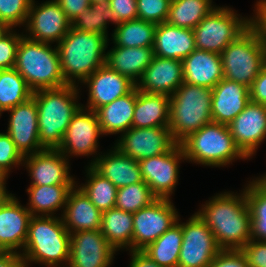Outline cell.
Wrapping results in <instances>:
<instances>
[{
    "label": "cell",
    "mask_w": 266,
    "mask_h": 267,
    "mask_svg": "<svg viewBox=\"0 0 266 267\" xmlns=\"http://www.w3.org/2000/svg\"><path fill=\"white\" fill-rule=\"evenodd\" d=\"M86 182L76 185L87 195L90 201L103 213L115 207L117 187L98 173L91 165L85 170Z\"/></svg>",
    "instance_id": "37"
},
{
    "label": "cell",
    "mask_w": 266,
    "mask_h": 267,
    "mask_svg": "<svg viewBox=\"0 0 266 267\" xmlns=\"http://www.w3.org/2000/svg\"><path fill=\"white\" fill-rule=\"evenodd\" d=\"M32 94L15 68L0 70V107L4 112L25 102Z\"/></svg>",
    "instance_id": "38"
},
{
    "label": "cell",
    "mask_w": 266,
    "mask_h": 267,
    "mask_svg": "<svg viewBox=\"0 0 266 267\" xmlns=\"http://www.w3.org/2000/svg\"><path fill=\"white\" fill-rule=\"evenodd\" d=\"M35 3L32 0L24 36L36 42L58 44L70 30L71 21L56 0Z\"/></svg>",
    "instance_id": "14"
},
{
    "label": "cell",
    "mask_w": 266,
    "mask_h": 267,
    "mask_svg": "<svg viewBox=\"0 0 266 267\" xmlns=\"http://www.w3.org/2000/svg\"><path fill=\"white\" fill-rule=\"evenodd\" d=\"M100 231L116 250H132L133 213L116 207L102 213Z\"/></svg>",
    "instance_id": "32"
},
{
    "label": "cell",
    "mask_w": 266,
    "mask_h": 267,
    "mask_svg": "<svg viewBox=\"0 0 266 267\" xmlns=\"http://www.w3.org/2000/svg\"><path fill=\"white\" fill-rule=\"evenodd\" d=\"M228 127L236 145L250 160L266 139V105L250 101Z\"/></svg>",
    "instance_id": "18"
},
{
    "label": "cell",
    "mask_w": 266,
    "mask_h": 267,
    "mask_svg": "<svg viewBox=\"0 0 266 267\" xmlns=\"http://www.w3.org/2000/svg\"><path fill=\"white\" fill-rule=\"evenodd\" d=\"M24 34H17L12 29L7 35L0 39V70L14 68L17 47Z\"/></svg>",
    "instance_id": "44"
},
{
    "label": "cell",
    "mask_w": 266,
    "mask_h": 267,
    "mask_svg": "<svg viewBox=\"0 0 266 267\" xmlns=\"http://www.w3.org/2000/svg\"><path fill=\"white\" fill-rule=\"evenodd\" d=\"M249 102L247 86L223 78L212 88V121L229 125Z\"/></svg>",
    "instance_id": "23"
},
{
    "label": "cell",
    "mask_w": 266,
    "mask_h": 267,
    "mask_svg": "<svg viewBox=\"0 0 266 267\" xmlns=\"http://www.w3.org/2000/svg\"><path fill=\"white\" fill-rule=\"evenodd\" d=\"M152 48L155 56L184 60L196 49L194 31L167 22L157 24Z\"/></svg>",
    "instance_id": "26"
},
{
    "label": "cell",
    "mask_w": 266,
    "mask_h": 267,
    "mask_svg": "<svg viewBox=\"0 0 266 267\" xmlns=\"http://www.w3.org/2000/svg\"><path fill=\"white\" fill-rule=\"evenodd\" d=\"M172 199L157 198L133 213L132 250H143L177 223L178 211Z\"/></svg>",
    "instance_id": "11"
},
{
    "label": "cell",
    "mask_w": 266,
    "mask_h": 267,
    "mask_svg": "<svg viewBox=\"0 0 266 267\" xmlns=\"http://www.w3.org/2000/svg\"><path fill=\"white\" fill-rule=\"evenodd\" d=\"M116 23L114 11L109 7V3H91V5L81 14L71 21V27L89 33H100L108 36V25Z\"/></svg>",
    "instance_id": "39"
},
{
    "label": "cell",
    "mask_w": 266,
    "mask_h": 267,
    "mask_svg": "<svg viewBox=\"0 0 266 267\" xmlns=\"http://www.w3.org/2000/svg\"><path fill=\"white\" fill-rule=\"evenodd\" d=\"M250 101L266 105V65L249 88Z\"/></svg>",
    "instance_id": "49"
},
{
    "label": "cell",
    "mask_w": 266,
    "mask_h": 267,
    "mask_svg": "<svg viewBox=\"0 0 266 267\" xmlns=\"http://www.w3.org/2000/svg\"><path fill=\"white\" fill-rule=\"evenodd\" d=\"M250 27V18L242 17L227 6H217L193 29L198 50L221 52Z\"/></svg>",
    "instance_id": "9"
},
{
    "label": "cell",
    "mask_w": 266,
    "mask_h": 267,
    "mask_svg": "<svg viewBox=\"0 0 266 267\" xmlns=\"http://www.w3.org/2000/svg\"><path fill=\"white\" fill-rule=\"evenodd\" d=\"M243 191L212 196L196 212L212 231L222 250H241L251 240V215Z\"/></svg>",
    "instance_id": "1"
},
{
    "label": "cell",
    "mask_w": 266,
    "mask_h": 267,
    "mask_svg": "<svg viewBox=\"0 0 266 267\" xmlns=\"http://www.w3.org/2000/svg\"><path fill=\"white\" fill-rule=\"evenodd\" d=\"M23 160L10 135L0 132V171L8 176L13 168L22 166Z\"/></svg>",
    "instance_id": "43"
},
{
    "label": "cell",
    "mask_w": 266,
    "mask_h": 267,
    "mask_svg": "<svg viewBox=\"0 0 266 267\" xmlns=\"http://www.w3.org/2000/svg\"><path fill=\"white\" fill-rule=\"evenodd\" d=\"M185 155L180 144L168 152L138 161L142 180L157 198L171 199L178 184L179 168Z\"/></svg>",
    "instance_id": "13"
},
{
    "label": "cell",
    "mask_w": 266,
    "mask_h": 267,
    "mask_svg": "<svg viewBox=\"0 0 266 267\" xmlns=\"http://www.w3.org/2000/svg\"><path fill=\"white\" fill-rule=\"evenodd\" d=\"M7 133L17 150L25 157L44 150L40 144L38 131V111L35 98L9 109Z\"/></svg>",
    "instance_id": "19"
},
{
    "label": "cell",
    "mask_w": 266,
    "mask_h": 267,
    "mask_svg": "<svg viewBox=\"0 0 266 267\" xmlns=\"http://www.w3.org/2000/svg\"><path fill=\"white\" fill-rule=\"evenodd\" d=\"M6 176L3 174V172L0 171V181H2Z\"/></svg>",
    "instance_id": "56"
},
{
    "label": "cell",
    "mask_w": 266,
    "mask_h": 267,
    "mask_svg": "<svg viewBox=\"0 0 266 267\" xmlns=\"http://www.w3.org/2000/svg\"><path fill=\"white\" fill-rule=\"evenodd\" d=\"M182 63L185 83L214 88L224 78L220 54L195 49Z\"/></svg>",
    "instance_id": "25"
},
{
    "label": "cell",
    "mask_w": 266,
    "mask_h": 267,
    "mask_svg": "<svg viewBox=\"0 0 266 267\" xmlns=\"http://www.w3.org/2000/svg\"><path fill=\"white\" fill-rule=\"evenodd\" d=\"M102 135L96 112L81 107L71 119L58 150L67 158L94 154L89 163L92 165L100 154L98 138Z\"/></svg>",
    "instance_id": "12"
},
{
    "label": "cell",
    "mask_w": 266,
    "mask_h": 267,
    "mask_svg": "<svg viewBox=\"0 0 266 267\" xmlns=\"http://www.w3.org/2000/svg\"><path fill=\"white\" fill-rule=\"evenodd\" d=\"M32 0H0V21L11 28L24 27Z\"/></svg>",
    "instance_id": "41"
},
{
    "label": "cell",
    "mask_w": 266,
    "mask_h": 267,
    "mask_svg": "<svg viewBox=\"0 0 266 267\" xmlns=\"http://www.w3.org/2000/svg\"><path fill=\"white\" fill-rule=\"evenodd\" d=\"M157 24L133 19L119 23L111 35L114 46L153 47Z\"/></svg>",
    "instance_id": "34"
},
{
    "label": "cell",
    "mask_w": 266,
    "mask_h": 267,
    "mask_svg": "<svg viewBox=\"0 0 266 267\" xmlns=\"http://www.w3.org/2000/svg\"><path fill=\"white\" fill-rule=\"evenodd\" d=\"M220 55L224 78L248 88L266 65V49L251 27L231 42Z\"/></svg>",
    "instance_id": "8"
},
{
    "label": "cell",
    "mask_w": 266,
    "mask_h": 267,
    "mask_svg": "<svg viewBox=\"0 0 266 267\" xmlns=\"http://www.w3.org/2000/svg\"><path fill=\"white\" fill-rule=\"evenodd\" d=\"M8 178L9 177L6 176L2 181H0V208L15 196L14 194L9 193V191L6 189V181Z\"/></svg>",
    "instance_id": "53"
},
{
    "label": "cell",
    "mask_w": 266,
    "mask_h": 267,
    "mask_svg": "<svg viewBox=\"0 0 266 267\" xmlns=\"http://www.w3.org/2000/svg\"><path fill=\"white\" fill-rule=\"evenodd\" d=\"M136 104V86L124 96L98 108V117L103 135L123 134L132 127Z\"/></svg>",
    "instance_id": "30"
},
{
    "label": "cell",
    "mask_w": 266,
    "mask_h": 267,
    "mask_svg": "<svg viewBox=\"0 0 266 267\" xmlns=\"http://www.w3.org/2000/svg\"><path fill=\"white\" fill-rule=\"evenodd\" d=\"M5 252L0 248V257L4 254Z\"/></svg>",
    "instance_id": "57"
},
{
    "label": "cell",
    "mask_w": 266,
    "mask_h": 267,
    "mask_svg": "<svg viewBox=\"0 0 266 267\" xmlns=\"http://www.w3.org/2000/svg\"><path fill=\"white\" fill-rule=\"evenodd\" d=\"M118 138L114 146L136 161L162 155L176 144L169 127H131Z\"/></svg>",
    "instance_id": "15"
},
{
    "label": "cell",
    "mask_w": 266,
    "mask_h": 267,
    "mask_svg": "<svg viewBox=\"0 0 266 267\" xmlns=\"http://www.w3.org/2000/svg\"><path fill=\"white\" fill-rule=\"evenodd\" d=\"M108 3L115 13L117 24L138 18L137 0H109Z\"/></svg>",
    "instance_id": "47"
},
{
    "label": "cell",
    "mask_w": 266,
    "mask_h": 267,
    "mask_svg": "<svg viewBox=\"0 0 266 267\" xmlns=\"http://www.w3.org/2000/svg\"><path fill=\"white\" fill-rule=\"evenodd\" d=\"M3 110L1 109V107H0V117L2 116L1 114H3Z\"/></svg>",
    "instance_id": "58"
},
{
    "label": "cell",
    "mask_w": 266,
    "mask_h": 267,
    "mask_svg": "<svg viewBox=\"0 0 266 267\" xmlns=\"http://www.w3.org/2000/svg\"><path fill=\"white\" fill-rule=\"evenodd\" d=\"M156 199L157 197L152 193L148 184L141 181L117 188L115 207L125 212L135 213Z\"/></svg>",
    "instance_id": "40"
},
{
    "label": "cell",
    "mask_w": 266,
    "mask_h": 267,
    "mask_svg": "<svg viewBox=\"0 0 266 267\" xmlns=\"http://www.w3.org/2000/svg\"><path fill=\"white\" fill-rule=\"evenodd\" d=\"M32 215L16 196L0 208V248L21 254Z\"/></svg>",
    "instance_id": "22"
},
{
    "label": "cell",
    "mask_w": 266,
    "mask_h": 267,
    "mask_svg": "<svg viewBox=\"0 0 266 267\" xmlns=\"http://www.w3.org/2000/svg\"><path fill=\"white\" fill-rule=\"evenodd\" d=\"M67 18L72 21L77 15H81L90 5V0H56Z\"/></svg>",
    "instance_id": "50"
},
{
    "label": "cell",
    "mask_w": 266,
    "mask_h": 267,
    "mask_svg": "<svg viewBox=\"0 0 266 267\" xmlns=\"http://www.w3.org/2000/svg\"><path fill=\"white\" fill-rule=\"evenodd\" d=\"M0 267H27L19 253L5 252L0 257Z\"/></svg>",
    "instance_id": "52"
},
{
    "label": "cell",
    "mask_w": 266,
    "mask_h": 267,
    "mask_svg": "<svg viewBox=\"0 0 266 267\" xmlns=\"http://www.w3.org/2000/svg\"><path fill=\"white\" fill-rule=\"evenodd\" d=\"M21 252L27 267L32 263L45 267H67L70 233L61 216H32Z\"/></svg>",
    "instance_id": "4"
},
{
    "label": "cell",
    "mask_w": 266,
    "mask_h": 267,
    "mask_svg": "<svg viewBox=\"0 0 266 267\" xmlns=\"http://www.w3.org/2000/svg\"><path fill=\"white\" fill-rule=\"evenodd\" d=\"M182 240V227L177 222L142 251L161 267H178Z\"/></svg>",
    "instance_id": "35"
},
{
    "label": "cell",
    "mask_w": 266,
    "mask_h": 267,
    "mask_svg": "<svg viewBox=\"0 0 266 267\" xmlns=\"http://www.w3.org/2000/svg\"><path fill=\"white\" fill-rule=\"evenodd\" d=\"M108 37L100 33L70 28L56 45L62 73L68 85L78 86L94 71L106 64Z\"/></svg>",
    "instance_id": "3"
},
{
    "label": "cell",
    "mask_w": 266,
    "mask_h": 267,
    "mask_svg": "<svg viewBox=\"0 0 266 267\" xmlns=\"http://www.w3.org/2000/svg\"><path fill=\"white\" fill-rule=\"evenodd\" d=\"M128 267H161L142 250H131Z\"/></svg>",
    "instance_id": "51"
},
{
    "label": "cell",
    "mask_w": 266,
    "mask_h": 267,
    "mask_svg": "<svg viewBox=\"0 0 266 267\" xmlns=\"http://www.w3.org/2000/svg\"><path fill=\"white\" fill-rule=\"evenodd\" d=\"M212 122V88L183 82L170 96L169 129L177 144Z\"/></svg>",
    "instance_id": "7"
},
{
    "label": "cell",
    "mask_w": 266,
    "mask_h": 267,
    "mask_svg": "<svg viewBox=\"0 0 266 267\" xmlns=\"http://www.w3.org/2000/svg\"><path fill=\"white\" fill-rule=\"evenodd\" d=\"M177 222L182 227V246L178 267H208L222 250L206 224L196 212L185 222ZM180 221V222H179Z\"/></svg>",
    "instance_id": "10"
},
{
    "label": "cell",
    "mask_w": 266,
    "mask_h": 267,
    "mask_svg": "<svg viewBox=\"0 0 266 267\" xmlns=\"http://www.w3.org/2000/svg\"><path fill=\"white\" fill-rule=\"evenodd\" d=\"M61 218L69 233L100 230L102 212L75 185L69 192Z\"/></svg>",
    "instance_id": "24"
},
{
    "label": "cell",
    "mask_w": 266,
    "mask_h": 267,
    "mask_svg": "<svg viewBox=\"0 0 266 267\" xmlns=\"http://www.w3.org/2000/svg\"><path fill=\"white\" fill-rule=\"evenodd\" d=\"M70 165L58 149H44L25 156L22 163L31 178L30 185H76Z\"/></svg>",
    "instance_id": "17"
},
{
    "label": "cell",
    "mask_w": 266,
    "mask_h": 267,
    "mask_svg": "<svg viewBox=\"0 0 266 267\" xmlns=\"http://www.w3.org/2000/svg\"><path fill=\"white\" fill-rule=\"evenodd\" d=\"M172 0H137L138 18L155 24L167 21Z\"/></svg>",
    "instance_id": "42"
},
{
    "label": "cell",
    "mask_w": 266,
    "mask_h": 267,
    "mask_svg": "<svg viewBox=\"0 0 266 267\" xmlns=\"http://www.w3.org/2000/svg\"><path fill=\"white\" fill-rule=\"evenodd\" d=\"M13 28H11L7 23L0 21V39L7 35Z\"/></svg>",
    "instance_id": "54"
},
{
    "label": "cell",
    "mask_w": 266,
    "mask_h": 267,
    "mask_svg": "<svg viewBox=\"0 0 266 267\" xmlns=\"http://www.w3.org/2000/svg\"><path fill=\"white\" fill-rule=\"evenodd\" d=\"M208 267H249L241 250H221Z\"/></svg>",
    "instance_id": "46"
},
{
    "label": "cell",
    "mask_w": 266,
    "mask_h": 267,
    "mask_svg": "<svg viewBox=\"0 0 266 267\" xmlns=\"http://www.w3.org/2000/svg\"><path fill=\"white\" fill-rule=\"evenodd\" d=\"M186 162L209 167L229 166L248 158L236 145L228 125L211 122L190 134L180 143Z\"/></svg>",
    "instance_id": "6"
},
{
    "label": "cell",
    "mask_w": 266,
    "mask_h": 267,
    "mask_svg": "<svg viewBox=\"0 0 266 267\" xmlns=\"http://www.w3.org/2000/svg\"><path fill=\"white\" fill-rule=\"evenodd\" d=\"M241 251L245 255L249 267H266V241L251 239Z\"/></svg>",
    "instance_id": "45"
},
{
    "label": "cell",
    "mask_w": 266,
    "mask_h": 267,
    "mask_svg": "<svg viewBox=\"0 0 266 267\" xmlns=\"http://www.w3.org/2000/svg\"><path fill=\"white\" fill-rule=\"evenodd\" d=\"M183 82L182 60L154 55L151 63L136 83V88L145 93L171 96Z\"/></svg>",
    "instance_id": "21"
},
{
    "label": "cell",
    "mask_w": 266,
    "mask_h": 267,
    "mask_svg": "<svg viewBox=\"0 0 266 267\" xmlns=\"http://www.w3.org/2000/svg\"><path fill=\"white\" fill-rule=\"evenodd\" d=\"M153 57L152 47L113 46L106 53V65L136 84Z\"/></svg>",
    "instance_id": "28"
},
{
    "label": "cell",
    "mask_w": 266,
    "mask_h": 267,
    "mask_svg": "<svg viewBox=\"0 0 266 267\" xmlns=\"http://www.w3.org/2000/svg\"><path fill=\"white\" fill-rule=\"evenodd\" d=\"M113 148V149H112ZM109 152L99 154L91 165L117 188L143 181L138 161L121 153L115 146Z\"/></svg>",
    "instance_id": "27"
},
{
    "label": "cell",
    "mask_w": 266,
    "mask_h": 267,
    "mask_svg": "<svg viewBox=\"0 0 266 267\" xmlns=\"http://www.w3.org/2000/svg\"><path fill=\"white\" fill-rule=\"evenodd\" d=\"M246 199L251 215V239L266 241V176L248 181Z\"/></svg>",
    "instance_id": "33"
},
{
    "label": "cell",
    "mask_w": 266,
    "mask_h": 267,
    "mask_svg": "<svg viewBox=\"0 0 266 267\" xmlns=\"http://www.w3.org/2000/svg\"><path fill=\"white\" fill-rule=\"evenodd\" d=\"M212 0H172L167 23L194 29L217 5Z\"/></svg>",
    "instance_id": "36"
},
{
    "label": "cell",
    "mask_w": 266,
    "mask_h": 267,
    "mask_svg": "<svg viewBox=\"0 0 266 267\" xmlns=\"http://www.w3.org/2000/svg\"><path fill=\"white\" fill-rule=\"evenodd\" d=\"M254 16H250V27L257 33L266 49V0H259L254 5Z\"/></svg>",
    "instance_id": "48"
},
{
    "label": "cell",
    "mask_w": 266,
    "mask_h": 267,
    "mask_svg": "<svg viewBox=\"0 0 266 267\" xmlns=\"http://www.w3.org/2000/svg\"><path fill=\"white\" fill-rule=\"evenodd\" d=\"M77 85H66L56 89L34 91L38 111L40 144L44 149H58L73 116L82 107L79 103Z\"/></svg>",
    "instance_id": "2"
},
{
    "label": "cell",
    "mask_w": 266,
    "mask_h": 267,
    "mask_svg": "<svg viewBox=\"0 0 266 267\" xmlns=\"http://www.w3.org/2000/svg\"><path fill=\"white\" fill-rule=\"evenodd\" d=\"M51 45L25 36L18 44L14 68L33 92L68 85L62 73L57 46L53 48Z\"/></svg>",
    "instance_id": "5"
},
{
    "label": "cell",
    "mask_w": 266,
    "mask_h": 267,
    "mask_svg": "<svg viewBox=\"0 0 266 267\" xmlns=\"http://www.w3.org/2000/svg\"><path fill=\"white\" fill-rule=\"evenodd\" d=\"M91 3H108L109 0H90Z\"/></svg>",
    "instance_id": "55"
},
{
    "label": "cell",
    "mask_w": 266,
    "mask_h": 267,
    "mask_svg": "<svg viewBox=\"0 0 266 267\" xmlns=\"http://www.w3.org/2000/svg\"><path fill=\"white\" fill-rule=\"evenodd\" d=\"M170 96L145 93L136 88L132 128L169 127Z\"/></svg>",
    "instance_id": "29"
},
{
    "label": "cell",
    "mask_w": 266,
    "mask_h": 267,
    "mask_svg": "<svg viewBox=\"0 0 266 267\" xmlns=\"http://www.w3.org/2000/svg\"><path fill=\"white\" fill-rule=\"evenodd\" d=\"M83 84L87 85L89 95L86 106L82 107L93 111L128 94L136 86L128 77L111 70L106 64L94 71Z\"/></svg>",
    "instance_id": "20"
},
{
    "label": "cell",
    "mask_w": 266,
    "mask_h": 267,
    "mask_svg": "<svg viewBox=\"0 0 266 267\" xmlns=\"http://www.w3.org/2000/svg\"><path fill=\"white\" fill-rule=\"evenodd\" d=\"M116 252L100 230L70 233L67 267H109Z\"/></svg>",
    "instance_id": "16"
},
{
    "label": "cell",
    "mask_w": 266,
    "mask_h": 267,
    "mask_svg": "<svg viewBox=\"0 0 266 267\" xmlns=\"http://www.w3.org/2000/svg\"><path fill=\"white\" fill-rule=\"evenodd\" d=\"M75 185H30L26 192L29 200L26 208L32 216H54L65 208L70 190Z\"/></svg>",
    "instance_id": "31"
}]
</instances>
